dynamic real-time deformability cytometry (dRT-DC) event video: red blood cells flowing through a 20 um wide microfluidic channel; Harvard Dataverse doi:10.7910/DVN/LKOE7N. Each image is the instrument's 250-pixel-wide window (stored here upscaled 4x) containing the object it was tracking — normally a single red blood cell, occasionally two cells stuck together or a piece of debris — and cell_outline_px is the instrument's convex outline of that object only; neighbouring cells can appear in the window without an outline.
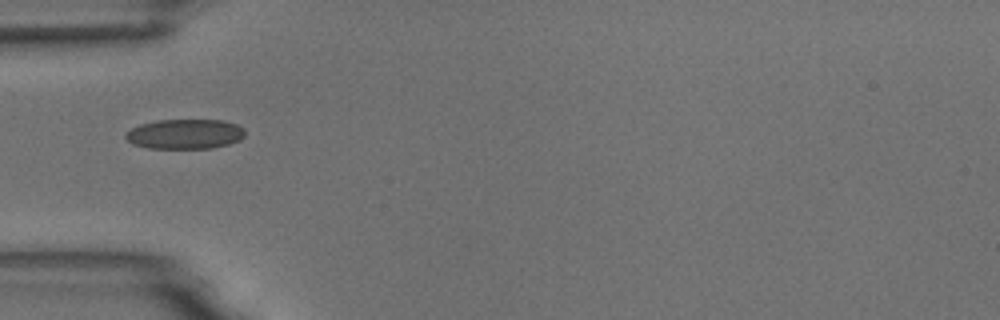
{"species": "common noctule bat (a hibernating species)", "species_latin": "Nyctalus noctula", "temperature_condition": "room temperature", "stored_images_in_passage": 5, "camera_frame_rate_fps": 3000, "um_per_image_px": 0.085, "animal": {"sex": "male", "body_mass_g": 18.8}, "frame": {"image": 1, "passage_image": 3, "time_ms": 2.333, "image_size_px": [1000, 320], "cell_outline_px": [[244, 136], [240, 140], [228, 144], [212, 148], [148, 148], [132, 144], [124, 136], [124, 132], [140, 124], [156, 120], [224, 120], [236, 124], [244, 128]], "centroid_in_image_um": [15.7, 11.39], "position_along_channel_um": 69.3, "area_um2": 20.87}}